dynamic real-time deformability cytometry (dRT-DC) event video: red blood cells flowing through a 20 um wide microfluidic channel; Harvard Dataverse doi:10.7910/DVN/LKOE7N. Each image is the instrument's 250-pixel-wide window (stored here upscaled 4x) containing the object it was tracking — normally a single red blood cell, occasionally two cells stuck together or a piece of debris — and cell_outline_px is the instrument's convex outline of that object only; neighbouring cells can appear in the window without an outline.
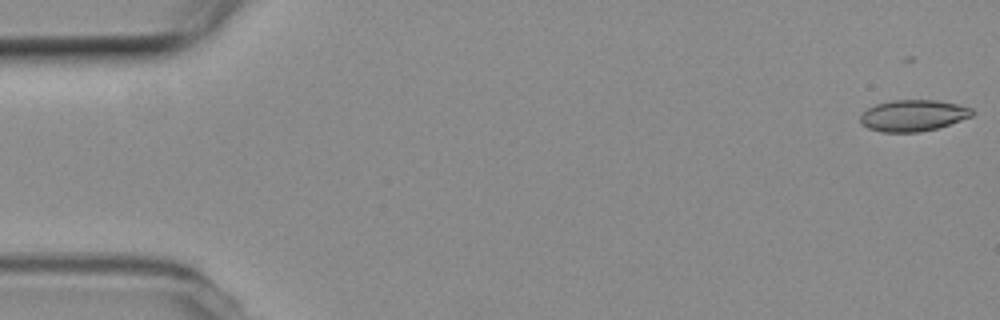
{"species": "common noctule bat (a hibernating species)", "species_latin": "Nyctalus noctula", "temperature_condition": "room temperature", "stored_images_in_passage": 12, "camera_frame_rate_fps": 3000, "um_per_image_px": 0.085, "animal": {"sex": "female", "body_mass_g": 19.3, "forearm_length_mm": 54.1}, "frame": {"image": 1, "passage_image": 2, "time_ms": 0.333, "image_size_px": [1000, 320], "cell_outline_px": [[976, 112], [972, 116], [936, 128], [920, 132], [880, 132], [868, 128], [860, 124], [860, 116], [868, 108], [876, 104], [892, 100], [936, 100], [956, 104], [972, 108]], "centroid_in_image_um": [77.6, 9.82], "position_along_channel_um": 7.4, "area_um2": 20.4}}